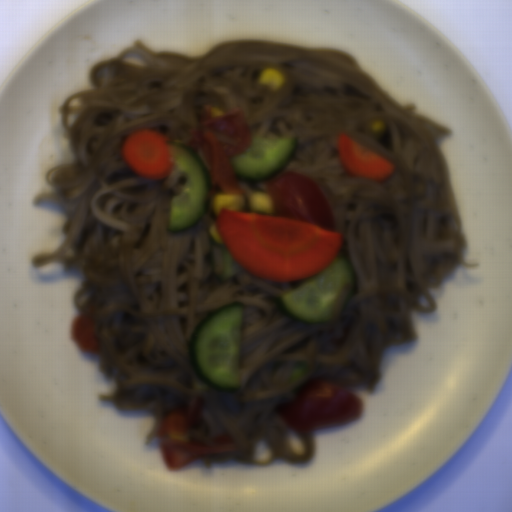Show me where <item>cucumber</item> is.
<instances>
[{
    "label": "cucumber",
    "instance_id": "8b760119",
    "mask_svg": "<svg viewBox=\"0 0 512 512\" xmlns=\"http://www.w3.org/2000/svg\"><path fill=\"white\" fill-rule=\"evenodd\" d=\"M243 305L228 303L198 320L190 334V362L198 381L211 390L236 393L240 369Z\"/></svg>",
    "mask_w": 512,
    "mask_h": 512
},
{
    "label": "cucumber",
    "instance_id": "586b57bf",
    "mask_svg": "<svg viewBox=\"0 0 512 512\" xmlns=\"http://www.w3.org/2000/svg\"><path fill=\"white\" fill-rule=\"evenodd\" d=\"M346 284L350 290L342 306L343 311L355 293L356 280L349 261L337 254L329 265L278 297L277 305L281 313L293 322L308 325L328 322Z\"/></svg>",
    "mask_w": 512,
    "mask_h": 512
},
{
    "label": "cucumber",
    "instance_id": "888e309b",
    "mask_svg": "<svg viewBox=\"0 0 512 512\" xmlns=\"http://www.w3.org/2000/svg\"><path fill=\"white\" fill-rule=\"evenodd\" d=\"M180 180L178 196L169 198L167 232H186L204 216L209 205L208 172L191 146L167 142Z\"/></svg>",
    "mask_w": 512,
    "mask_h": 512
},
{
    "label": "cucumber",
    "instance_id": "2a18db57",
    "mask_svg": "<svg viewBox=\"0 0 512 512\" xmlns=\"http://www.w3.org/2000/svg\"><path fill=\"white\" fill-rule=\"evenodd\" d=\"M298 137L253 136L251 144L230 158L236 179L262 181L280 169L293 156Z\"/></svg>",
    "mask_w": 512,
    "mask_h": 512
},
{
    "label": "cucumber",
    "instance_id": "734fbe4a",
    "mask_svg": "<svg viewBox=\"0 0 512 512\" xmlns=\"http://www.w3.org/2000/svg\"><path fill=\"white\" fill-rule=\"evenodd\" d=\"M234 276V260L223 246L222 248V267L220 273L216 274L214 277L218 281V283H223L227 279Z\"/></svg>",
    "mask_w": 512,
    "mask_h": 512
},
{
    "label": "cucumber",
    "instance_id": "9523449b",
    "mask_svg": "<svg viewBox=\"0 0 512 512\" xmlns=\"http://www.w3.org/2000/svg\"><path fill=\"white\" fill-rule=\"evenodd\" d=\"M310 366L308 361L305 360H296L291 367L290 371V379L289 384L301 380L308 372Z\"/></svg>",
    "mask_w": 512,
    "mask_h": 512
}]
</instances>
